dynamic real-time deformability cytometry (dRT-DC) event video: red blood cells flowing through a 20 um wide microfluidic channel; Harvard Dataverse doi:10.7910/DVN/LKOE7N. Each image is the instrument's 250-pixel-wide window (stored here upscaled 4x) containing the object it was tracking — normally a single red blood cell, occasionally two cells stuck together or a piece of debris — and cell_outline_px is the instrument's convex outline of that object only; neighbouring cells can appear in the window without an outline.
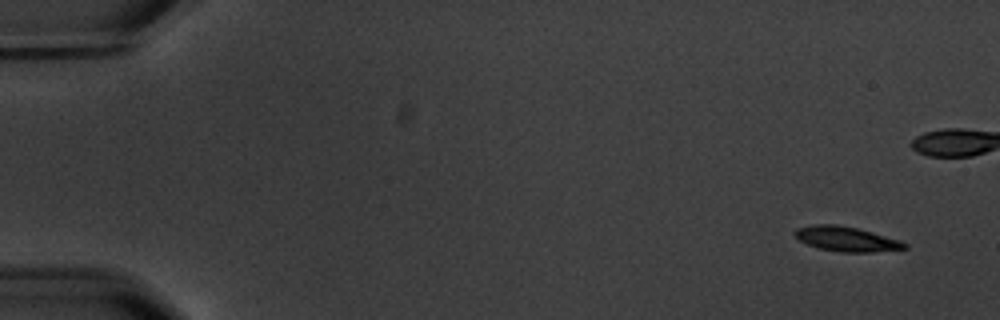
{"species": "common noctule bat (a hibernating species)", "species_latin": "Nyctalus noctula", "temperature_condition": "warm", "stored_images_in_passage": 6, "camera_frame_rate_fps": 3000, "um_per_image_px": 0.085, "animal": {"sex": "male", "body_mass_g": 20.1, "forearm_length_mm": 53.5}, "frame": {"image": 1, "passage_image": 1, "time_ms": 0.0, "image_size_px": [1000, 320], "cell_outline_px": [[908, 248], [872, 252], [840, 252], [820, 248], [808, 244], [800, 240], [792, 232], [796, 228], [812, 224], [836, 224], [856, 228], [872, 232], [900, 240], [908, 244]], "centroid_in_image_um": [71.94, 20.3], "position_along_channel_um": 13.1, "area_um2": 15.78}}